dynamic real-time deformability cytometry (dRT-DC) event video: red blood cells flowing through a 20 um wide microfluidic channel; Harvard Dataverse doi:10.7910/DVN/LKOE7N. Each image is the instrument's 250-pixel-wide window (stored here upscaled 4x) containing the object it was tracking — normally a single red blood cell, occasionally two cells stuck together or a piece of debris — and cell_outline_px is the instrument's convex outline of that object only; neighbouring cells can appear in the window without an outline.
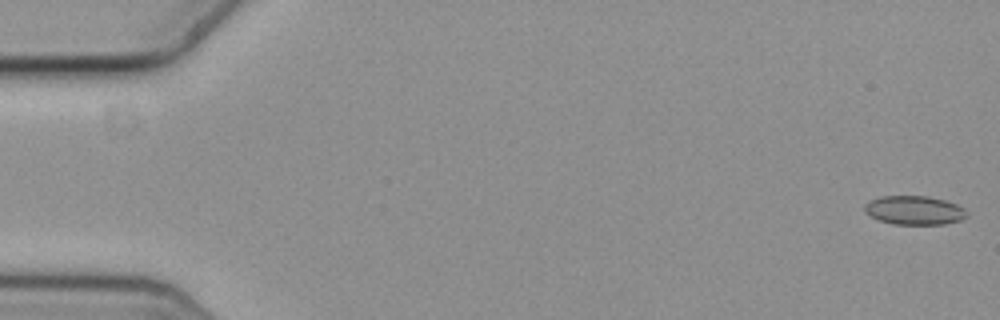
{"species": "common noctule bat (a hibernating species)", "species_latin": "Nyctalus noctula", "temperature_condition": "cold", "stored_images_in_passage": 11, "camera_frame_rate_fps": 3000, "um_per_image_px": 0.085, "animal": {"sex": "female", "body_mass_g": 19.3, "forearm_length_mm": 54.1}, "frame": {"image": 1, "passage_image": 1, "time_ms": 0.0, "image_size_px": [1000, 320], "cell_outline_px": [[968, 216], [960, 220], [944, 224], [892, 224], [880, 220], [864, 212], [864, 204], [880, 196], [928, 196], [944, 200], [956, 204], [964, 208]], "centroid_in_image_um": [77.72, 17.87], "position_along_channel_um": 7.3, "area_um2": 17.11}}